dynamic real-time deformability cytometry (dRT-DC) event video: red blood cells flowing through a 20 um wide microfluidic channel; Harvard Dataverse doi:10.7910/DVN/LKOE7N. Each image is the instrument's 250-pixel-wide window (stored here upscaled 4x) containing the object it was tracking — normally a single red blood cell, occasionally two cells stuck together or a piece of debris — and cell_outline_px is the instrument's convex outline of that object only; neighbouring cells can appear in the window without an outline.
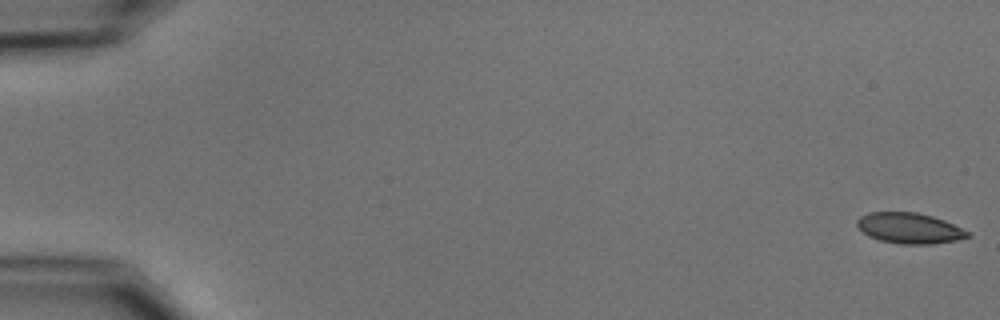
{"species": "common noctule bat (a hibernating species)", "species_latin": "Nyctalus noctula", "temperature_condition": "cold", "stored_images_in_passage": 10, "camera_frame_rate_fps": 3000, "um_per_image_px": 0.085, "animal": {"sex": "male", "body_mass_g": 15.6}, "frame": {"image": 1, "passage_image": 1, "time_ms": 0.0, "image_size_px": [1000, 320], "cell_outline_px": [[972, 236], [956, 240], [932, 244], [900, 244], [880, 240], [868, 236], [856, 224], [856, 220], [860, 216], [868, 212], [916, 212], [932, 216], [944, 220], [968, 232]], "centroid_in_image_um": [77.28, 19.39], "position_along_channel_um": 7.7, "area_um2": 19.65}}
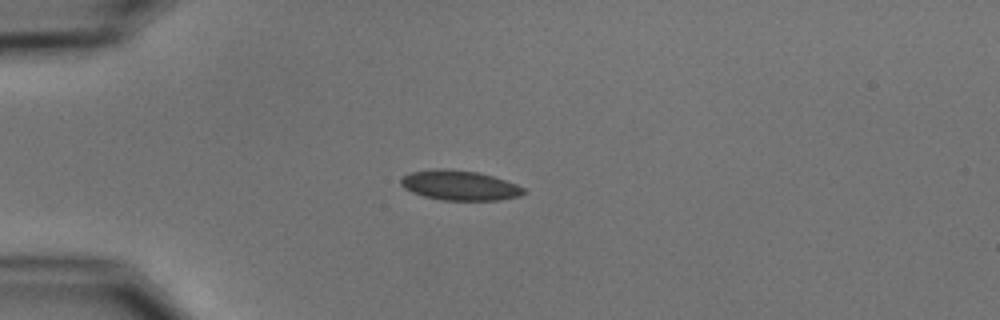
{"frame": {"image": 2, "passage_image": 5, "time_ms": 4.667, "image_size_px": [1000, 320], "cell_outline_px": [[528, 192], [520, 196], [500, 200], [440, 200], [424, 196], [412, 192], [404, 188], [400, 184], [400, 180], [404, 176], [412, 172], [432, 168], [444, 168], [476, 172], [492, 176], [516, 184], [524, 188]], "centroid_in_image_um": [39.07, 15.76], "position_along_channel_um": 45.9, "area_um2": 21.39}}
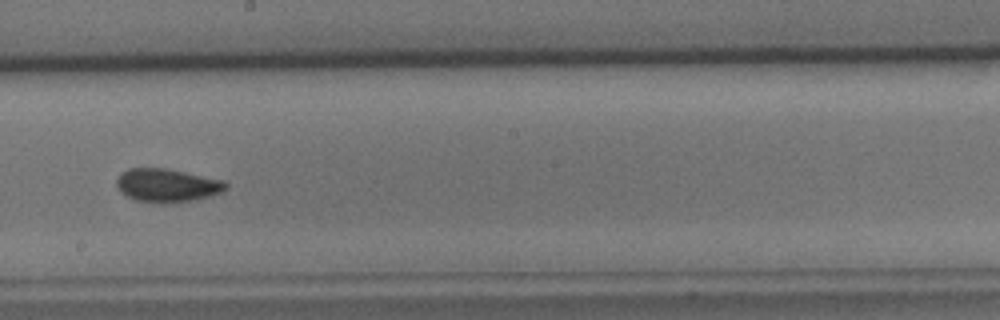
{"frame": {"image": 3, "passage_image": 10, "time_ms": 10.333, "image_size_px": [1000, 320], "cell_outline_px": [[228, 188], [224, 192], [196, 200], [136, 200], [120, 192], [116, 184], [116, 180], [120, 172], [128, 168], [164, 168], [224, 180], [228, 184]], "centroid_in_image_um": [14.22, 15.7], "position_along_channel_um": 234.0, "area_um2": 20.63}}